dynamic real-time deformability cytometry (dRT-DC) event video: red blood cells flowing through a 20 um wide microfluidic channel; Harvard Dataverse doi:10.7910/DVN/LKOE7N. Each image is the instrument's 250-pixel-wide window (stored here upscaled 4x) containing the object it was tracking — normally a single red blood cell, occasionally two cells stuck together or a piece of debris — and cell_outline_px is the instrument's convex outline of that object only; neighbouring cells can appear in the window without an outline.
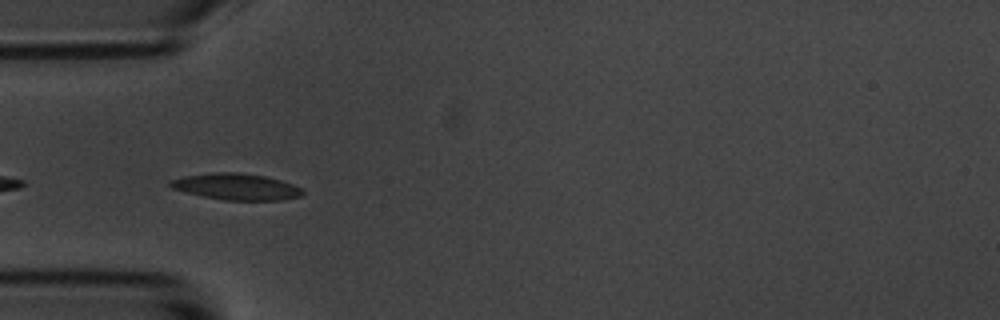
{"species": "common noctule bat (a hibernating species)", "species_latin": "Nyctalus noctula", "temperature_condition": "room temperature", "stored_images_in_passage": 6, "camera_frame_rate_fps": 3000, "um_per_image_px": 0.085, "animal": {"sex": "male", "body_mass_g": 20.1, "forearm_length_mm": 53.5}, "frame": {"image": 1, "passage_image": 5, "time_ms": 4.667, "image_size_px": [1000, 320], "cell_outline_px": [[304, 192], [300, 196], [280, 200], [224, 200], [204, 196], [172, 188], [168, 184], [168, 180], [184, 176], [216, 172], [240, 172], [264, 176], [280, 180], [292, 184], [300, 188]], "centroid_in_image_um": [20.07, 15.86], "position_along_channel_um": 64.9, "area_um2": 20.11}}
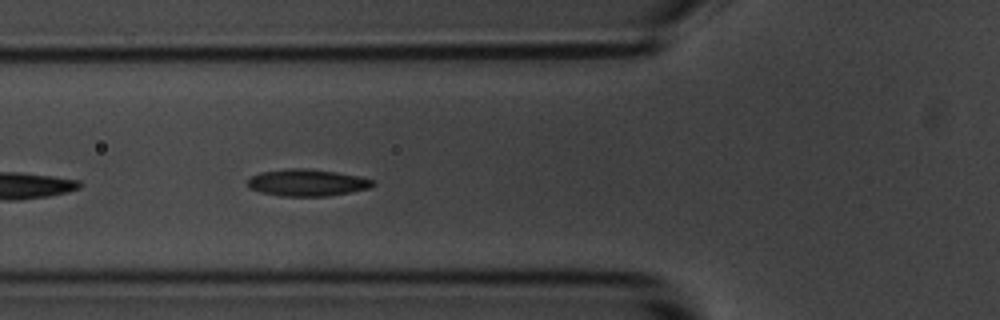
{"frame": {"image": 2, "passage_image": 6, "time_ms": 5.667, "image_size_px": [1000, 320], "cell_outline_px": [[376, 184], [368, 188], [328, 196], [280, 196], [260, 192], [248, 188], [248, 180], [252, 176], [260, 172], [288, 168], [304, 168], [336, 172], [360, 176], [376, 180]], "centroid_in_image_um": [26.1, 15.52], "position_along_channel_um": 99.7, "area_um2": 19.65}}